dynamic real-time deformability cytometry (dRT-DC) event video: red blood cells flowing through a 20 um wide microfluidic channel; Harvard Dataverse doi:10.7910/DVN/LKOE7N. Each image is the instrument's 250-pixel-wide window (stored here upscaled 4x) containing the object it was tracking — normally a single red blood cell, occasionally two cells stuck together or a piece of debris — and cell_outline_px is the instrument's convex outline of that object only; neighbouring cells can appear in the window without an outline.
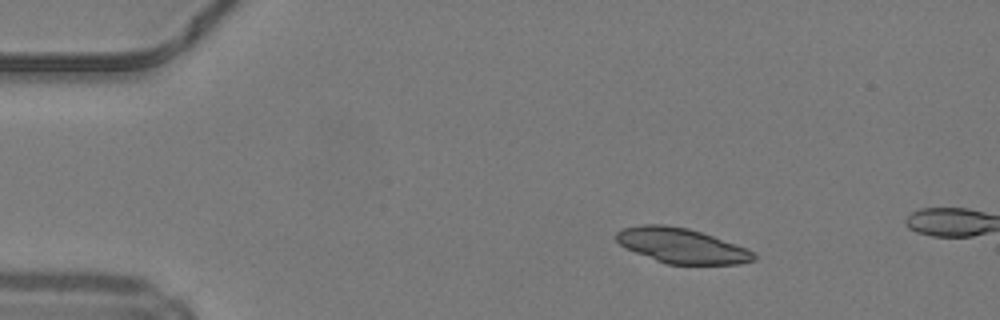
{"species": "common noctule bat (a hibernating species)", "species_latin": "Nyctalus noctula", "temperature_condition": "warm", "stored_images_in_passage": 6, "camera_frame_rate_fps": 3000, "um_per_image_px": 0.085, "animal": {"sex": "male", "body_mass_g": 19.2, "forearm_length_mm": 51.8}, "frame": {"image": 1, "passage_image": 1, "time_ms": 0.0, "image_size_px": [1000, 320], "cell_outline_px": [[756, 260], [740, 264], [668, 264], [656, 260], [624, 248], [616, 240], [616, 232], [624, 228], [644, 224], [664, 224], [688, 228], [712, 236], [744, 248], [752, 252], [756, 256]], "centroid_in_image_um": [57.89, 20.88], "position_along_channel_um": 27.1, "area_um2": 27.69}}